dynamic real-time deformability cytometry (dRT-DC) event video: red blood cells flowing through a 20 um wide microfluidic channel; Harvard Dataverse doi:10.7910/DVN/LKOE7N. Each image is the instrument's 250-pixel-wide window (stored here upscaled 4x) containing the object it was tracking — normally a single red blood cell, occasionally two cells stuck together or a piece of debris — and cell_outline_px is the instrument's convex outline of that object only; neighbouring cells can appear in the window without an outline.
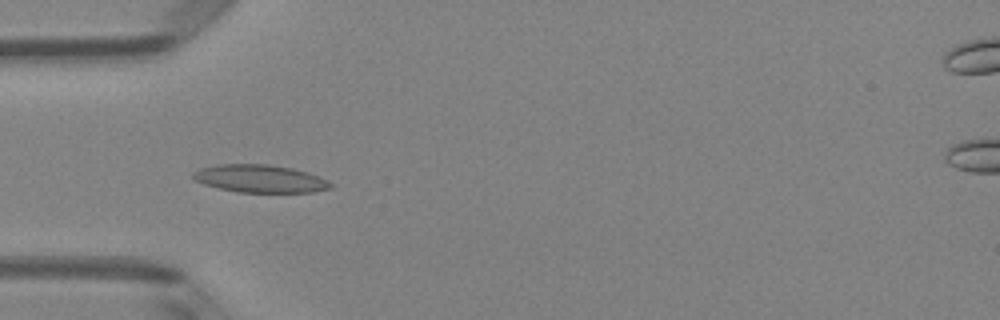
{"species": "Egyptian fruit bat (a non-hibernating species)", "species_latin": "Rousettus aegyptiacus", "temperature_condition": "room temperature", "stored_images_in_passage": 7, "camera_frame_rate_fps": 3000, "um_per_image_px": 0.085, "animal": {"sex": "female"}, "frame": {"image": 1, "passage_image": 4, "time_ms": 1.0, "image_size_px": [1000, 320], "cell_outline_px": [[332, 188], [312, 192], [236, 192], [204, 184], [192, 180], [192, 172], [200, 168], [216, 164], [268, 164], [292, 168], [308, 172], [332, 184]], "centroid_in_image_um": [22.03, 15.18], "position_along_channel_um": 63.0, "area_um2": 22.2}}
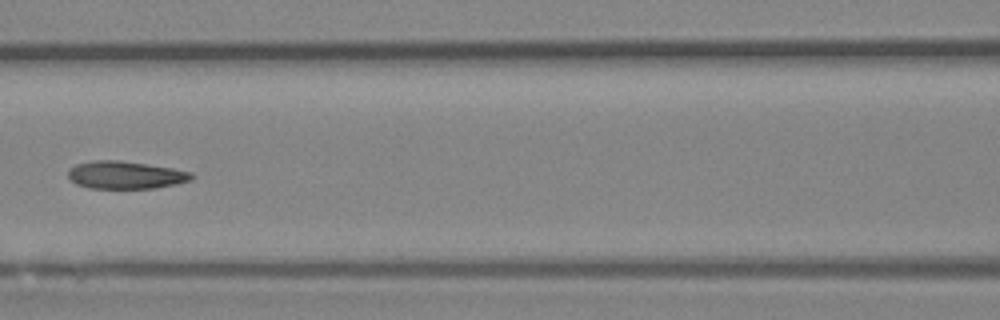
{"frame": {"image": 2, "passage_image": 6, "time_ms": 1.667, "image_size_px": [1000, 320], "cell_outline_px": [[196, 176], [192, 180], [176, 184], [156, 188], [88, 188], [76, 184], [68, 176], [68, 168], [76, 164], [92, 160], [120, 160], [172, 168], [192, 172]], "centroid_in_image_um": [10.68, 14.87], "position_along_channel_um": 155.9, "area_um2": 20.06}}
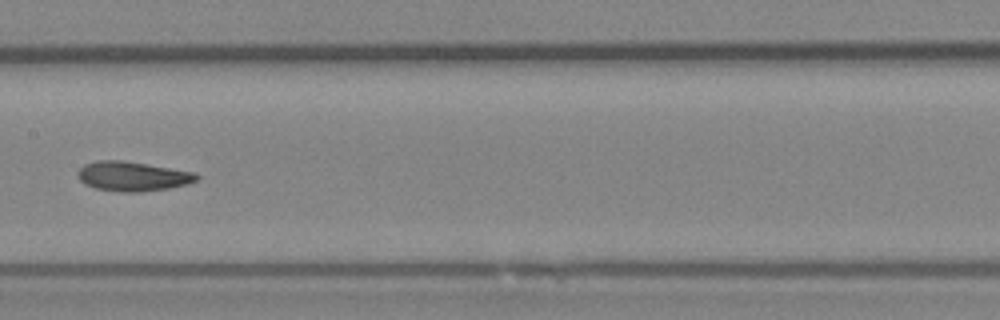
{"frame": {"image": 3, "passage_image": 7, "time_ms": 2.0, "image_size_px": [1000, 320], "cell_outline_px": [[200, 180], [188, 184], [168, 188], [136, 192], [120, 192], [96, 188], [84, 184], [76, 176], [76, 172], [84, 164], [96, 160], [124, 160], [196, 172], [200, 176]], "centroid_in_image_um": [11.28, 14.97], "position_along_channel_um": 196.1, "area_um2": 20.75}}